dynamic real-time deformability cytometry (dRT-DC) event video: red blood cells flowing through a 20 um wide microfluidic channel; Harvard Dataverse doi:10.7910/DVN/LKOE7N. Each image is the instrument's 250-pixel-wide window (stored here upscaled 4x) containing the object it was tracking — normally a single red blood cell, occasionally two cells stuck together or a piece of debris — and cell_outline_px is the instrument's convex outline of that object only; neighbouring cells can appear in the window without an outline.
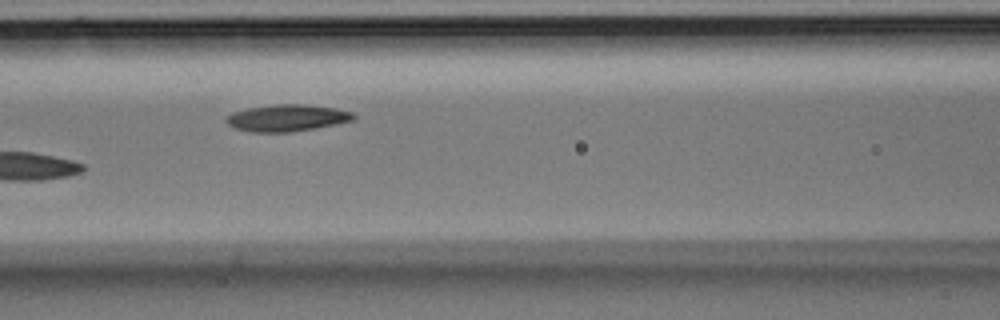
{"species": "Egyptian fruit bat (a non-hibernating species)", "species_latin": "Rousettus aegyptiacus", "temperature_condition": "room temperature", "stored_images_in_passage": 5, "camera_frame_rate_fps": 3000, "um_per_image_px": 0.085, "animal": {"sex": "male"}, "frame": {"image": 1, "passage_image": 4, "time_ms": 1.0, "image_size_px": [1000, 320], "cell_outline_px": [[356, 120], [316, 128], [292, 132], [248, 132], [236, 128], [228, 124], [224, 120], [232, 112], [248, 108], [276, 104], [304, 104], [336, 108], [352, 112], [356, 116]], "centroid_in_image_um": [24.42, 10.02], "position_along_channel_um": 142.2, "area_um2": 20.0}}